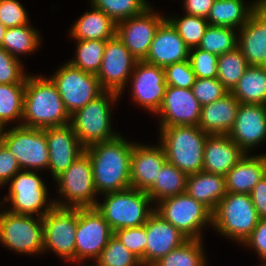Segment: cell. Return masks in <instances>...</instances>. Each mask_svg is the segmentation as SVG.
<instances>
[{"instance_id":"obj_16","label":"cell","mask_w":266,"mask_h":266,"mask_svg":"<svg viewBox=\"0 0 266 266\" xmlns=\"http://www.w3.org/2000/svg\"><path fill=\"white\" fill-rule=\"evenodd\" d=\"M165 19L150 5L141 14L116 23V36L137 60H144L156 30Z\"/></svg>"},{"instance_id":"obj_45","label":"cell","mask_w":266,"mask_h":266,"mask_svg":"<svg viewBox=\"0 0 266 266\" xmlns=\"http://www.w3.org/2000/svg\"><path fill=\"white\" fill-rule=\"evenodd\" d=\"M22 60L0 47V84L26 83L27 73Z\"/></svg>"},{"instance_id":"obj_47","label":"cell","mask_w":266,"mask_h":266,"mask_svg":"<svg viewBox=\"0 0 266 266\" xmlns=\"http://www.w3.org/2000/svg\"><path fill=\"white\" fill-rule=\"evenodd\" d=\"M28 12L18 0H0V22L6 28L30 24Z\"/></svg>"},{"instance_id":"obj_40","label":"cell","mask_w":266,"mask_h":266,"mask_svg":"<svg viewBox=\"0 0 266 266\" xmlns=\"http://www.w3.org/2000/svg\"><path fill=\"white\" fill-rule=\"evenodd\" d=\"M89 3L116 23L141 14L150 6L147 0H89Z\"/></svg>"},{"instance_id":"obj_53","label":"cell","mask_w":266,"mask_h":266,"mask_svg":"<svg viewBox=\"0 0 266 266\" xmlns=\"http://www.w3.org/2000/svg\"><path fill=\"white\" fill-rule=\"evenodd\" d=\"M6 131V125L0 121V142L5 134Z\"/></svg>"},{"instance_id":"obj_44","label":"cell","mask_w":266,"mask_h":266,"mask_svg":"<svg viewBox=\"0 0 266 266\" xmlns=\"http://www.w3.org/2000/svg\"><path fill=\"white\" fill-rule=\"evenodd\" d=\"M191 89L201 106L215 102L229 93L217 78H196Z\"/></svg>"},{"instance_id":"obj_14","label":"cell","mask_w":266,"mask_h":266,"mask_svg":"<svg viewBox=\"0 0 266 266\" xmlns=\"http://www.w3.org/2000/svg\"><path fill=\"white\" fill-rule=\"evenodd\" d=\"M114 232L96 207L78 208L75 264L93 262L107 246Z\"/></svg>"},{"instance_id":"obj_1","label":"cell","mask_w":266,"mask_h":266,"mask_svg":"<svg viewBox=\"0 0 266 266\" xmlns=\"http://www.w3.org/2000/svg\"><path fill=\"white\" fill-rule=\"evenodd\" d=\"M134 142L121 134L85 148L91 159L95 189L100 194L131 188L130 165Z\"/></svg>"},{"instance_id":"obj_51","label":"cell","mask_w":266,"mask_h":266,"mask_svg":"<svg viewBox=\"0 0 266 266\" xmlns=\"http://www.w3.org/2000/svg\"><path fill=\"white\" fill-rule=\"evenodd\" d=\"M185 14L207 18L215 0H183Z\"/></svg>"},{"instance_id":"obj_2","label":"cell","mask_w":266,"mask_h":266,"mask_svg":"<svg viewBox=\"0 0 266 266\" xmlns=\"http://www.w3.org/2000/svg\"><path fill=\"white\" fill-rule=\"evenodd\" d=\"M70 124L56 85L48 77L29 74L26 78L22 126L45 129Z\"/></svg>"},{"instance_id":"obj_10","label":"cell","mask_w":266,"mask_h":266,"mask_svg":"<svg viewBox=\"0 0 266 266\" xmlns=\"http://www.w3.org/2000/svg\"><path fill=\"white\" fill-rule=\"evenodd\" d=\"M0 244L16 254L42 255V217L0 210Z\"/></svg>"},{"instance_id":"obj_30","label":"cell","mask_w":266,"mask_h":266,"mask_svg":"<svg viewBox=\"0 0 266 266\" xmlns=\"http://www.w3.org/2000/svg\"><path fill=\"white\" fill-rule=\"evenodd\" d=\"M261 1L254 0L251 1L252 3H246L244 0H215L206 19L209 25L239 30Z\"/></svg>"},{"instance_id":"obj_11","label":"cell","mask_w":266,"mask_h":266,"mask_svg":"<svg viewBox=\"0 0 266 266\" xmlns=\"http://www.w3.org/2000/svg\"><path fill=\"white\" fill-rule=\"evenodd\" d=\"M1 142L16 158L21 170L48 171L49 150L44 129L11 126L6 128Z\"/></svg>"},{"instance_id":"obj_37","label":"cell","mask_w":266,"mask_h":266,"mask_svg":"<svg viewBox=\"0 0 266 266\" xmlns=\"http://www.w3.org/2000/svg\"><path fill=\"white\" fill-rule=\"evenodd\" d=\"M246 58L238 47L218 56L217 79L231 92L248 68Z\"/></svg>"},{"instance_id":"obj_42","label":"cell","mask_w":266,"mask_h":266,"mask_svg":"<svg viewBox=\"0 0 266 266\" xmlns=\"http://www.w3.org/2000/svg\"><path fill=\"white\" fill-rule=\"evenodd\" d=\"M114 236L136 255L141 260L142 265L145 266L146 223L139 227L117 229L114 231Z\"/></svg>"},{"instance_id":"obj_17","label":"cell","mask_w":266,"mask_h":266,"mask_svg":"<svg viewBox=\"0 0 266 266\" xmlns=\"http://www.w3.org/2000/svg\"><path fill=\"white\" fill-rule=\"evenodd\" d=\"M128 83L134 103L150 111L149 113L156 114L162 105L167 87L164 68L138 60Z\"/></svg>"},{"instance_id":"obj_31","label":"cell","mask_w":266,"mask_h":266,"mask_svg":"<svg viewBox=\"0 0 266 266\" xmlns=\"http://www.w3.org/2000/svg\"><path fill=\"white\" fill-rule=\"evenodd\" d=\"M231 93L240 103L266 105V68L249 65Z\"/></svg>"},{"instance_id":"obj_29","label":"cell","mask_w":266,"mask_h":266,"mask_svg":"<svg viewBox=\"0 0 266 266\" xmlns=\"http://www.w3.org/2000/svg\"><path fill=\"white\" fill-rule=\"evenodd\" d=\"M90 11L77 18L69 30L73 40H108L116 35V22L91 5Z\"/></svg>"},{"instance_id":"obj_50","label":"cell","mask_w":266,"mask_h":266,"mask_svg":"<svg viewBox=\"0 0 266 266\" xmlns=\"http://www.w3.org/2000/svg\"><path fill=\"white\" fill-rule=\"evenodd\" d=\"M253 205L260 218H266V176H264L250 193Z\"/></svg>"},{"instance_id":"obj_26","label":"cell","mask_w":266,"mask_h":266,"mask_svg":"<svg viewBox=\"0 0 266 266\" xmlns=\"http://www.w3.org/2000/svg\"><path fill=\"white\" fill-rule=\"evenodd\" d=\"M240 102L229 92L202 106L198 126L208 135L228 134L233 128Z\"/></svg>"},{"instance_id":"obj_49","label":"cell","mask_w":266,"mask_h":266,"mask_svg":"<svg viewBox=\"0 0 266 266\" xmlns=\"http://www.w3.org/2000/svg\"><path fill=\"white\" fill-rule=\"evenodd\" d=\"M21 171L16 158L8 148L0 142V188L8 184L16 173Z\"/></svg>"},{"instance_id":"obj_28","label":"cell","mask_w":266,"mask_h":266,"mask_svg":"<svg viewBox=\"0 0 266 266\" xmlns=\"http://www.w3.org/2000/svg\"><path fill=\"white\" fill-rule=\"evenodd\" d=\"M185 192L213 212L227 194L225 176L205 171L188 175Z\"/></svg>"},{"instance_id":"obj_13","label":"cell","mask_w":266,"mask_h":266,"mask_svg":"<svg viewBox=\"0 0 266 266\" xmlns=\"http://www.w3.org/2000/svg\"><path fill=\"white\" fill-rule=\"evenodd\" d=\"M43 253L53 252L66 263H75L78 208L54 206L43 217Z\"/></svg>"},{"instance_id":"obj_38","label":"cell","mask_w":266,"mask_h":266,"mask_svg":"<svg viewBox=\"0 0 266 266\" xmlns=\"http://www.w3.org/2000/svg\"><path fill=\"white\" fill-rule=\"evenodd\" d=\"M238 30L209 25L198 48L216 55H223L237 47Z\"/></svg>"},{"instance_id":"obj_48","label":"cell","mask_w":266,"mask_h":266,"mask_svg":"<svg viewBox=\"0 0 266 266\" xmlns=\"http://www.w3.org/2000/svg\"><path fill=\"white\" fill-rule=\"evenodd\" d=\"M242 245L254 249L261 263L266 262V218H260L255 229Z\"/></svg>"},{"instance_id":"obj_32","label":"cell","mask_w":266,"mask_h":266,"mask_svg":"<svg viewBox=\"0 0 266 266\" xmlns=\"http://www.w3.org/2000/svg\"><path fill=\"white\" fill-rule=\"evenodd\" d=\"M187 178L183 171L166 161L162 168L159 170L158 178L154 185L147 191L153 204L159 201L185 193Z\"/></svg>"},{"instance_id":"obj_19","label":"cell","mask_w":266,"mask_h":266,"mask_svg":"<svg viewBox=\"0 0 266 266\" xmlns=\"http://www.w3.org/2000/svg\"><path fill=\"white\" fill-rule=\"evenodd\" d=\"M228 136L246 153L266 141V105L240 103Z\"/></svg>"},{"instance_id":"obj_18","label":"cell","mask_w":266,"mask_h":266,"mask_svg":"<svg viewBox=\"0 0 266 266\" xmlns=\"http://www.w3.org/2000/svg\"><path fill=\"white\" fill-rule=\"evenodd\" d=\"M202 106L192 89L166 87L164 99L158 112L159 128L172 126H198Z\"/></svg>"},{"instance_id":"obj_55","label":"cell","mask_w":266,"mask_h":266,"mask_svg":"<svg viewBox=\"0 0 266 266\" xmlns=\"http://www.w3.org/2000/svg\"><path fill=\"white\" fill-rule=\"evenodd\" d=\"M261 66L266 68V59H265L264 63Z\"/></svg>"},{"instance_id":"obj_36","label":"cell","mask_w":266,"mask_h":266,"mask_svg":"<svg viewBox=\"0 0 266 266\" xmlns=\"http://www.w3.org/2000/svg\"><path fill=\"white\" fill-rule=\"evenodd\" d=\"M76 54L68 62L84 72L97 75L107 40H75Z\"/></svg>"},{"instance_id":"obj_8","label":"cell","mask_w":266,"mask_h":266,"mask_svg":"<svg viewBox=\"0 0 266 266\" xmlns=\"http://www.w3.org/2000/svg\"><path fill=\"white\" fill-rule=\"evenodd\" d=\"M155 212L188 239H203L202 230L212 227V212L186 192L159 201Z\"/></svg>"},{"instance_id":"obj_4","label":"cell","mask_w":266,"mask_h":266,"mask_svg":"<svg viewBox=\"0 0 266 266\" xmlns=\"http://www.w3.org/2000/svg\"><path fill=\"white\" fill-rule=\"evenodd\" d=\"M120 94L104 91L96 99L70 115V125L84 148L117 138L120 134L111 125L112 110Z\"/></svg>"},{"instance_id":"obj_41","label":"cell","mask_w":266,"mask_h":266,"mask_svg":"<svg viewBox=\"0 0 266 266\" xmlns=\"http://www.w3.org/2000/svg\"><path fill=\"white\" fill-rule=\"evenodd\" d=\"M93 263L97 266H143L141 260L114 235Z\"/></svg>"},{"instance_id":"obj_34","label":"cell","mask_w":266,"mask_h":266,"mask_svg":"<svg viewBox=\"0 0 266 266\" xmlns=\"http://www.w3.org/2000/svg\"><path fill=\"white\" fill-rule=\"evenodd\" d=\"M26 83L0 84V121L6 127L10 122L22 125ZM16 120V121H15Z\"/></svg>"},{"instance_id":"obj_22","label":"cell","mask_w":266,"mask_h":266,"mask_svg":"<svg viewBox=\"0 0 266 266\" xmlns=\"http://www.w3.org/2000/svg\"><path fill=\"white\" fill-rule=\"evenodd\" d=\"M163 146L136 143L131 153L130 182L131 188L148 191L158 178L159 170L166 162Z\"/></svg>"},{"instance_id":"obj_24","label":"cell","mask_w":266,"mask_h":266,"mask_svg":"<svg viewBox=\"0 0 266 266\" xmlns=\"http://www.w3.org/2000/svg\"><path fill=\"white\" fill-rule=\"evenodd\" d=\"M190 48L179 36L172 24L165 19L154 35L144 61L159 67L188 60Z\"/></svg>"},{"instance_id":"obj_56","label":"cell","mask_w":266,"mask_h":266,"mask_svg":"<svg viewBox=\"0 0 266 266\" xmlns=\"http://www.w3.org/2000/svg\"><path fill=\"white\" fill-rule=\"evenodd\" d=\"M258 266H266V262H262V264H260Z\"/></svg>"},{"instance_id":"obj_39","label":"cell","mask_w":266,"mask_h":266,"mask_svg":"<svg viewBox=\"0 0 266 266\" xmlns=\"http://www.w3.org/2000/svg\"><path fill=\"white\" fill-rule=\"evenodd\" d=\"M166 19L172 24L190 49L200 45L203 35L209 26L206 18L185 13L183 17L169 15L166 16Z\"/></svg>"},{"instance_id":"obj_52","label":"cell","mask_w":266,"mask_h":266,"mask_svg":"<svg viewBox=\"0 0 266 266\" xmlns=\"http://www.w3.org/2000/svg\"><path fill=\"white\" fill-rule=\"evenodd\" d=\"M7 28L0 22V47H2L3 37L6 33Z\"/></svg>"},{"instance_id":"obj_35","label":"cell","mask_w":266,"mask_h":266,"mask_svg":"<svg viewBox=\"0 0 266 266\" xmlns=\"http://www.w3.org/2000/svg\"><path fill=\"white\" fill-rule=\"evenodd\" d=\"M203 246V239H189L152 266H206Z\"/></svg>"},{"instance_id":"obj_7","label":"cell","mask_w":266,"mask_h":266,"mask_svg":"<svg viewBox=\"0 0 266 266\" xmlns=\"http://www.w3.org/2000/svg\"><path fill=\"white\" fill-rule=\"evenodd\" d=\"M54 180L58 188L56 192L59 194L58 199H53L56 207H96L99 198H96L98 193L94 185L91 159L86 152Z\"/></svg>"},{"instance_id":"obj_25","label":"cell","mask_w":266,"mask_h":266,"mask_svg":"<svg viewBox=\"0 0 266 266\" xmlns=\"http://www.w3.org/2000/svg\"><path fill=\"white\" fill-rule=\"evenodd\" d=\"M245 154L228 134L208 135L204 145L203 171L225 176Z\"/></svg>"},{"instance_id":"obj_9","label":"cell","mask_w":266,"mask_h":266,"mask_svg":"<svg viewBox=\"0 0 266 266\" xmlns=\"http://www.w3.org/2000/svg\"><path fill=\"white\" fill-rule=\"evenodd\" d=\"M37 172L21 170L8 182L9 192L3 198V205L8 201L10 204L6 210L15 214H37V217H43L55 206L54 200H49L45 181Z\"/></svg>"},{"instance_id":"obj_33","label":"cell","mask_w":266,"mask_h":266,"mask_svg":"<svg viewBox=\"0 0 266 266\" xmlns=\"http://www.w3.org/2000/svg\"><path fill=\"white\" fill-rule=\"evenodd\" d=\"M40 32L31 24L7 28L3 37L2 48L14 58L20 60V55L32 54L40 47Z\"/></svg>"},{"instance_id":"obj_54","label":"cell","mask_w":266,"mask_h":266,"mask_svg":"<svg viewBox=\"0 0 266 266\" xmlns=\"http://www.w3.org/2000/svg\"><path fill=\"white\" fill-rule=\"evenodd\" d=\"M76 266H97L95 263L91 264V265H85L84 263H81V264H77Z\"/></svg>"},{"instance_id":"obj_27","label":"cell","mask_w":266,"mask_h":266,"mask_svg":"<svg viewBox=\"0 0 266 266\" xmlns=\"http://www.w3.org/2000/svg\"><path fill=\"white\" fill-rule=\"evenodd\" d=\"M266 176V154H245L225 175L226 191L250 194L255 185Z\"/></svg>"},{"instance_id":"obj_43","label":"cell","mask_w":266,"mask_h":266,"mask_svg":"<svg viewBox=\"0 0 266 266\" xmlns=\"http://www.w3.org/2000/svg\"><path fill=\"white\" fill-rule=\"evenodd\" d=\"M188 59L196 78H217L218 55L194 47L190 49Z\"/></svg>"},{"instance_id":"obj_21","label":"cell","mask_w":266,"mask_h":266,"mask_svg":"<svg viewBox=\"0 0 266 266\" xmlns=\"http://www.w3.org/2000/svg\"><path fill=\"white\" fill-rule=\"evenodd\" d=\"M146 236L145 266H152L170 251L189 240L155 211L147 219Z\"/></svg>"},{"instance_id":"obj_20","label":"cell","mask_w":266,"mask_h":266,"mask_svg":"<svg viewBox=\"0 0 266 266\" xmlns=\"http://www.w3.org/2000/svg\"><path fill=\"white\" fill-rule=\"evenodd\" d=\"M44 130L49 150L48 170L54 180L85 152V148L70 124Z\"/></svg>"},{"instance_id":"obj_12","label":"cell","mask_w":266,"mask_h":266,"mask_svg":"<svg viewBox=\"0 0 266 266\" xmlns=\"http://www.w3.org/2000/svg\"><path fill=\"white\" fill-rule=\"evenodd\" d=\"M58 68L49 78L56 85L70 115L104 92L95 74L84 72L68 61Z\"/></svg>"},{"instance_id":"obj_6","label":"cell","mask_w":266,"mask_h":266,"mask_svg":"<svg viewBox=\"0 0 266 266\" xmlns=\"http://www.w3.org/2000/svg\"><path fill=\"white\" fill-rule=\"evenodd\" d=\"M259 220L250 194L227 192L212 212V229L243 244Z\"/></svg>"},{"instance_id":"obj_15","label":"cell","mask_w":266,"mask_h":266,"mask_svg":"<svg viewBox=\"0 0 266 266\" xmlns=\"http://www.w3.org/2000/svg\"><path fill=\"white\" fill-rule=\"evenodd\" d=\"M138 60L115 35L106 41L104 54L97 78L104 91L122 95ZM127 84V85H126Z\"/></svg>"},{"instance_id":"obj_5","label":"cell","mask_w":266,"mask_h":266,"mask_svg":"<svg viewBox=\"0 0 266 266\" xmlns=\"http://www.w3.org/2000/svg\"><path fill=\"white\" fill-rule=\"evenodd\" d=\"M102 195L104 200H98L96 209L109 223L113 232L117 229L142 226L155 211V205L146 191L128 188Z\"/></svg>"},{"instance_id":"obj_3","label":"cell","mask_w":266,"mask_h":266,"mask_svg":"<svg viewBox=\"0 0 266 266\" xmlns=\"http://www.w3.org/2000/svg\"><path fill=\"white\" fill-rule=\"evenodd\" d=\"M158 143L165 151L166 160L186 175L203 171V153L208 136L199 126L159 128Z\"/></svg>"},{"instance_id":"obj_23","label":"cell","mask_w":266,"mask_h":266,"mask_svg":"<svg viewBox=\"0 0 266 266\" xmlns=\"http://www.w3.org/2000/svg\"><path fill=\"white\" fill-rule=\"evenodd\" d=\"M237 47L248 65L261 66L266 59V5L261 1L238 30Z\"/></svg>"},{"instance_id":"obj_46","label":"cell","mask_w":266,"mask_h":266,"mask_svg":"<svg viewBox=\"0 0 266 266\" xmlns=\"http://www.w3.org/2000/svg\"><path fill=\"white\" fill-rule=\"evenodd\" d=\"M164 73L168 86L191 89L196 81L189 59L164 67Z\"/></svg>"}]
</instances>
